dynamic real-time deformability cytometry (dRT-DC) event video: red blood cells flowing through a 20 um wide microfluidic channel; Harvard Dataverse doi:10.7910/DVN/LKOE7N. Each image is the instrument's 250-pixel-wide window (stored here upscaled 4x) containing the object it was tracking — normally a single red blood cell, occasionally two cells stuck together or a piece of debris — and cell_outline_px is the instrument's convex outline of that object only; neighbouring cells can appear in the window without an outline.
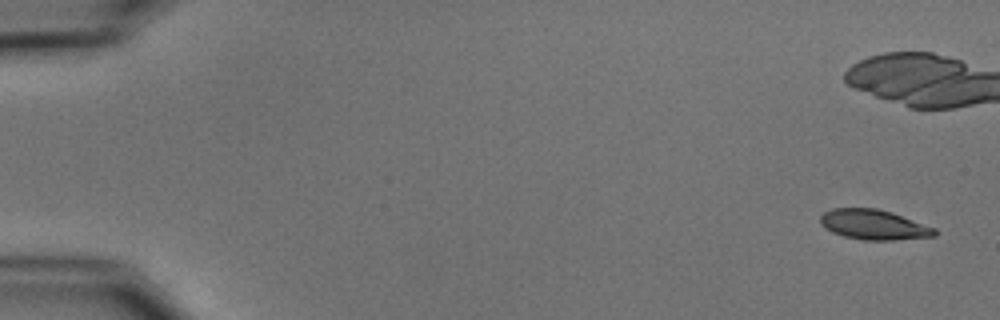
{"species": "common noctule bat (a hibernating species)", "species_latin": "Nyctalus noctula", "temperature_condition": "cold", "stored_images_in_passage": 9, "camera_frame_rate_fps": 3000, "um_per_image_px": 0.085, "animal": {"sex": "male", "body_mass_g": 15.6}, "frame": {"image": 1, "passage_image": 1, "time_ms": 0.0, "image_size_px": [1000, 320], "cell_outline_px": [[936, 236], [896, 240], [860, 240], [844, 236], [832, 232], [824, 228], [820, 224], [820, 216], [824, 212], [832, 208], [876, 208], [892, 212], [936, 228]], "centroid_in_image_um": [74.26, 19.1], "position_along_channel_um": 10.7, "area_um2": 20.17}}